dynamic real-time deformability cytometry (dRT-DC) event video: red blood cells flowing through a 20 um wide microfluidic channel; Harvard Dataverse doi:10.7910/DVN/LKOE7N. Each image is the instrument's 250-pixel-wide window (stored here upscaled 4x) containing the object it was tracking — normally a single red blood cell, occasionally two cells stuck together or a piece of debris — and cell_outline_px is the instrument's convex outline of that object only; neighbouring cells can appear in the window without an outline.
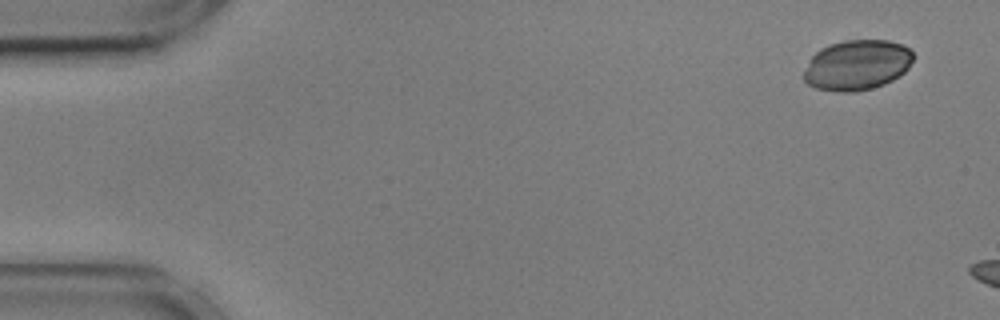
{"species": "common noctule bat (a hibernating species)", "species_latin": "Nyctalus noctula", "temperature_condition": "cold", "stored_images_in_passage": 4, "camera_frame_rate_fps": 3000, "um_per_image_px": 0.085, "animal": {"sex": "male", "body_mass_g": 17.9, "forearm_length_mm": 54.2}, "frame": {"image": 1, "passage_image": 1, "time_ms": 0.0, "image_size_px": [1000, 320], "cell_outline_px": [[912, 60], [908, 68], [900, 76], [884, 84], [872, 88], [856, 92], [844, 92], [816, 88], [808, 84], [804, 80], [804, 72], [808, 60], [820, 48], [844, 40], [888, 40], [904, 44], [912, 52]], "centroid_in_image_um": [72.85, 5.52], "position_along_channel_um": 12.2, "area_um2": 32.08}}